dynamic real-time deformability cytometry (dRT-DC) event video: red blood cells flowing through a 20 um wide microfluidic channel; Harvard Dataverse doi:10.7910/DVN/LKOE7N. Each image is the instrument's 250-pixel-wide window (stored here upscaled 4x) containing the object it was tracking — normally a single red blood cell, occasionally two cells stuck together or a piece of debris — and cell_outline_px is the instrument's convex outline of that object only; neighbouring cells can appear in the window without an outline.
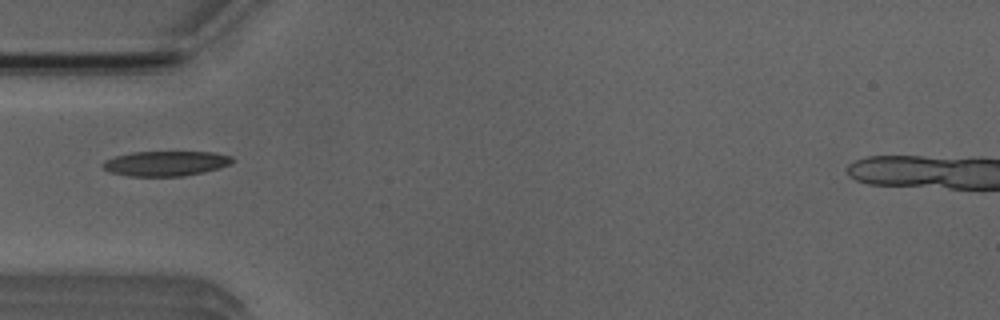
{"species": "Egyptian fruit bat (a non-hibernating species)", "species_latin": "Rousettus aegyptiacus", "temperature_condition": "room temperature", "stored_images_in_passage": 1, "camera_frame_rate_fps": 3000, "um_per_image_px": 0.085, "animal": {"sex": "male"}, "frame": {"image": 1, "passage_image": 1, "time_ms": 0.0, "image_size_px": [1000, 320], "cell_outline_px": [[232, 160], [228, 164], [220, 168], [204, 172], [184, 176], [128, 176], [108, 172], [100, 164], [104, 160], [116, 156], [132, 152], [216, 152], [232, 156]], "centroid_in_image_um": [14.05, 13.89], "position_along_channel_um": 70.9, "area_um2": 18.9}}